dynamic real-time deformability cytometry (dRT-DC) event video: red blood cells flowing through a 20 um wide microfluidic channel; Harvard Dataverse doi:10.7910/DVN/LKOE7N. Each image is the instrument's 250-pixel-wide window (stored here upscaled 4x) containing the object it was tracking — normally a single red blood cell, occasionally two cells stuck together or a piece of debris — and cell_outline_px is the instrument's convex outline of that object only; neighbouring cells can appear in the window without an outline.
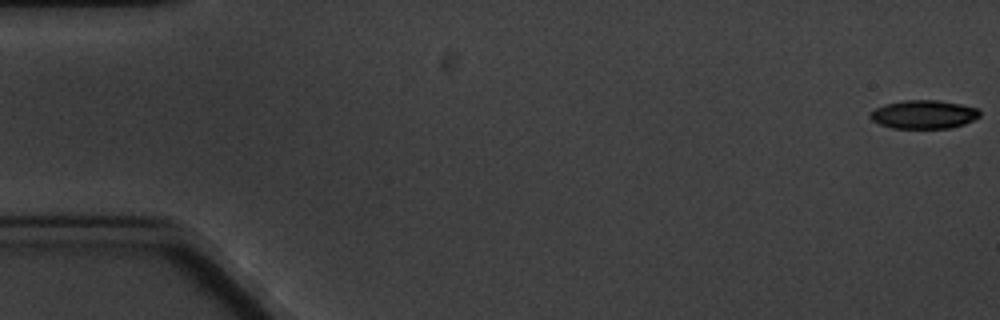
{"species": "common noctule bat (a hibernating species)", "species_latin": "Nyctalus noctula", "temperature_condition": "cold", "stored_images_in_passage": 5, "camera_frame_rate_fps": 3000, "um_per_image_px": 0.085, "animal": {"sex": "male", "body_mass_g": 20.1, "forearm_length_mm": 53.5}, "frame": {"image": 1, "passage_image": 1, "time_ms": 0.0, "image_size_px": [1000, 320], "cell_outline_px": [[980, 116], [964, 124], [948, 128], [892, 128], [880, 124], [872, 120], [868, 116], [876, 108], [884, 104], [904, 100], [936, 100], [960, 104], [980, 108]], "centroid_in_image_um": [78.52, 9.72], "position_along_channel_um": 6.5, "area_um2": 18.15}}
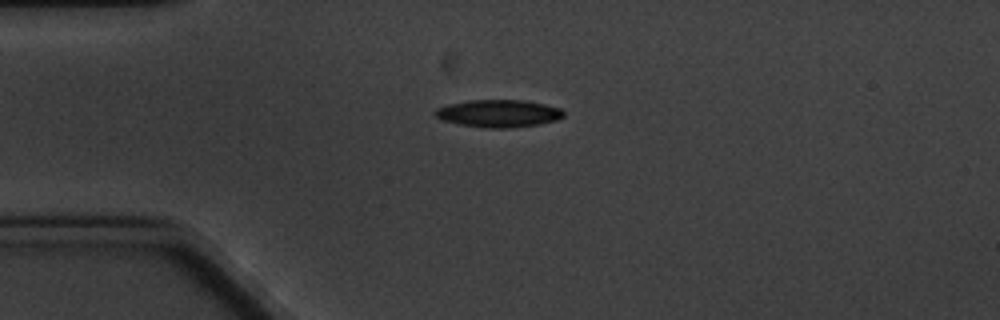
{"frame": {"image": 2, "passage_image": 5, "time_ms": 4.667, "image_size_px": [1000, 320], "cell_outline_px": [[564, 116], [556, 120], [540, 124], [508, 128], [488, 128], [460, 124], [440, 120], [432, 112], [436, 108], [448, 104], [468, 100], [524, 100], [544, 104], [560, 108], [564, 112]], "centroid_in_image_um": [42.35, 9.64], "position_along_channel_um": 42.7, "area_um2": 20.63}}